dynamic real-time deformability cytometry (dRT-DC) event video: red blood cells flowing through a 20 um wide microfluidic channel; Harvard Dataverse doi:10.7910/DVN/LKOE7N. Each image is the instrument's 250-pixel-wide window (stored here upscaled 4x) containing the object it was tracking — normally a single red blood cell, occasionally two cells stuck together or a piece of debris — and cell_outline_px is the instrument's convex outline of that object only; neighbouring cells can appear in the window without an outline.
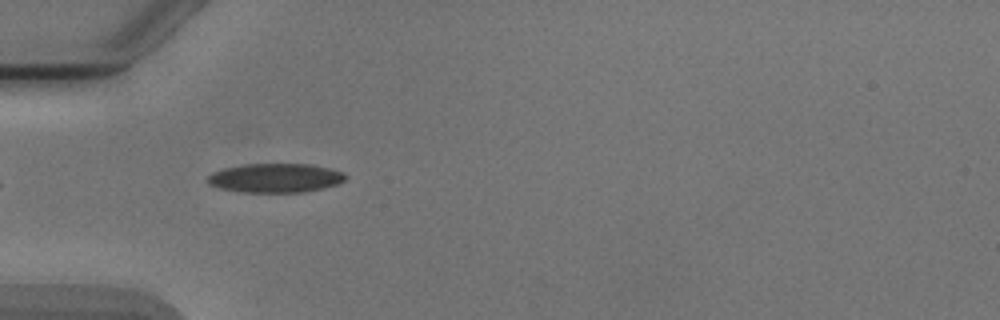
{"species": "Egyptian fruit bat (a non-hibernating species)", "species_latin": "Rousettus aegyptiacus", "temperature_condition": "cold", "stored_images_in_passage": 7, "camera_frame_rate_fps": 3000, "um_per_image_px": 0.085, "animal": {"sex": "male"}, "frame": {"image": 1, "passage_image": 3, "time_ms": 3.333, "image_size_px": [1000, 320], "cell_outline_px": [[348, 176], [344, 180], [336, 184], [304, 192], [244, 192], [220, 188], [208, 184], [208, 176], [212, 172], [224, 168], [244, 164], [312, 164], [344, 172]], "centroid_in_image_um": [23.4, 15.12], "position_along_channel_um": 61.6, "area_um2": 23.24}}
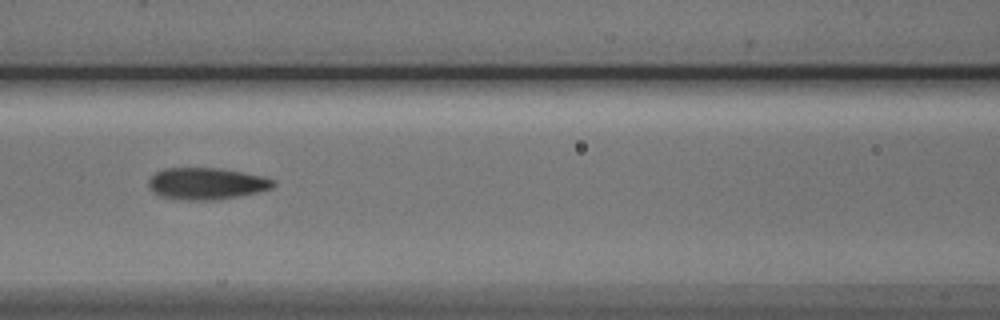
{"frame": {"image": 2, "passage_image": 5, "time_ms": 5.667, "image_size_px": [1000, 320], "cell_outline_px": [[276, 184], [272, 188], [240, 196], [216, 200], [188, 200], [160, 196], [152, 192], [148, 188], [148, 180], [156, 172], [164, 168], [220, 168], [264, 176], [276, 180]], "centroid_in_image_um": [17.55, 15.6], "position_along_channel_um": 149.0, "area_um2": 23.24}}
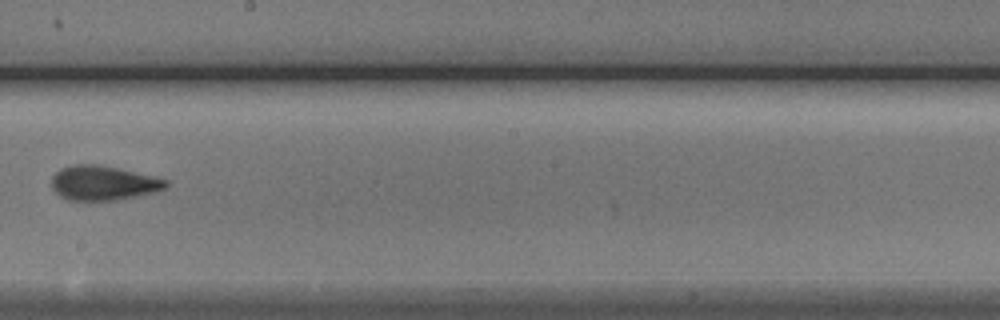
{"frame": {"image": 3, "passage_image": 7, "time_ms": 8.0, "image_size_px": [1000, 320], "cell_outline_px": [[168, 184], [164, 188], [156, 192], [116, 200], [68, 200], [60, 196], [52, 188], [52, 176], [60, 168], [72, 164], [100, 164], [156, 176], [168, 180]], "centroid_in_image_um": [8.78, 15.54], "position_along_channel_um": 239.4, "area_um2": 23.18}}